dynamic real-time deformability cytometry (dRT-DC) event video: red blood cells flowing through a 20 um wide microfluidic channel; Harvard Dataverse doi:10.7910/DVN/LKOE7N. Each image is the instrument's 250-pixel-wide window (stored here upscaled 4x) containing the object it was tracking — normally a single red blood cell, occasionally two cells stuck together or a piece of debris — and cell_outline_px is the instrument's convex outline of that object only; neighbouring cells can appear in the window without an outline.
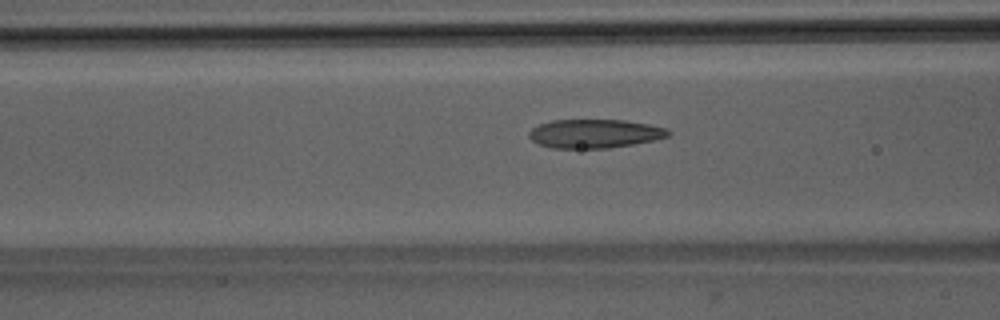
{"species": "Egyptian fruit bat (a non-hibernating species)", "species_latin": "Rousettus aegyptiacus", "temperature_condition": "room temperature", "stored_images_in_passage": 51, "camera_frame_rate_fps": 3000, "um_per_image_px": 0.085, "animal": {"sex": "male"}, "frame": {"image": 1, "passage_image": 21, "time_ms": 6.667, "image_size_px": [1000, 320], "cell_outline_px": [[672, 132], [668, 136], [656, 140], [608, 148], [552, 148], [540, 144], [532, 140], [528, 136], [528, 132], [532, 128], [540, 124], [552, 120], [624, 120], [648, 124], [668, 128]], "centroid_in_image_um": [50.57, 11.35], "position_along_channel_um": 116.0, "area_um2": 23.35}}
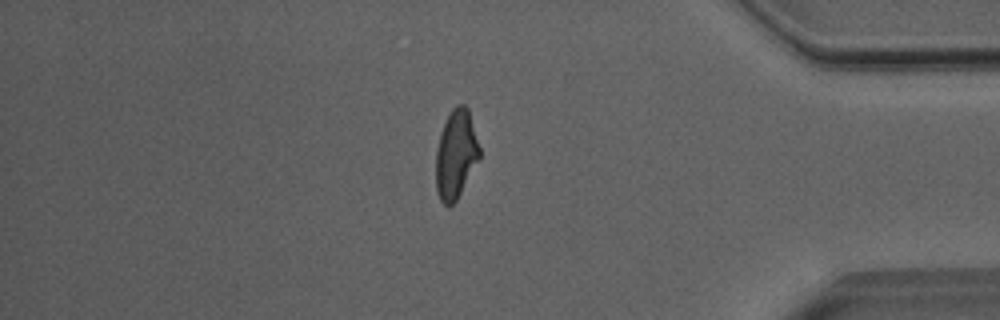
{"frame": {"image": 2, "passage_image": 44, "time_ms": 14.333, "image_size_px": [1000, 320], "cell_outline_px": [[480, 160], [456, 200], [448, 208], [440, 200], [436, 192], [436, 152], [440, 136], [444, 124], [452, 108], [456, 104], [464, 104], [468, 108], [480, 148]], "centroid_in_image_um": [38.76, 13.14], "position_along_channel_um": 396.4, "area_um2": 22.6}}
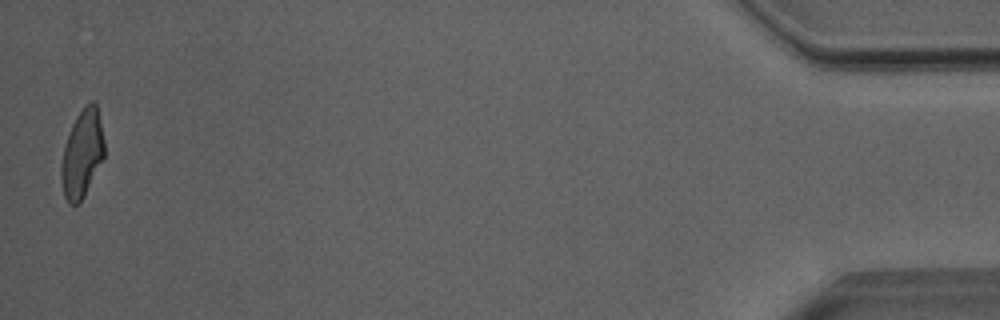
{"frame": {"image": 3, "passage_image": 51, "time_ms": 16.667, "image_size_px": [1000, 320], "cell_outline_px": [[104, 156], [84, 196], [76, 204], [68, 204], [64, 196], [60, 176], [60, 168], [64, 148], [72, 124], [76, 116], [84, 104], [92, 100], [96, 104], [104, 140]], "centroid_in_image_um": [6.97, 13.05], "position_along_channel_um": 428.2, "area_um2": 21.79}, "authors_computed_cell_mechanics": {"area_um2": 23.409, "velocity_mm_per_s": 4.0471, "shape_relaxation_time_tau1_ms": 6.3809, "shape_relaxation_time_tau2_ms": 1.4364, "deformation_change_tau1": 0.1972, "deformation_change_tau2": 0.1007}}